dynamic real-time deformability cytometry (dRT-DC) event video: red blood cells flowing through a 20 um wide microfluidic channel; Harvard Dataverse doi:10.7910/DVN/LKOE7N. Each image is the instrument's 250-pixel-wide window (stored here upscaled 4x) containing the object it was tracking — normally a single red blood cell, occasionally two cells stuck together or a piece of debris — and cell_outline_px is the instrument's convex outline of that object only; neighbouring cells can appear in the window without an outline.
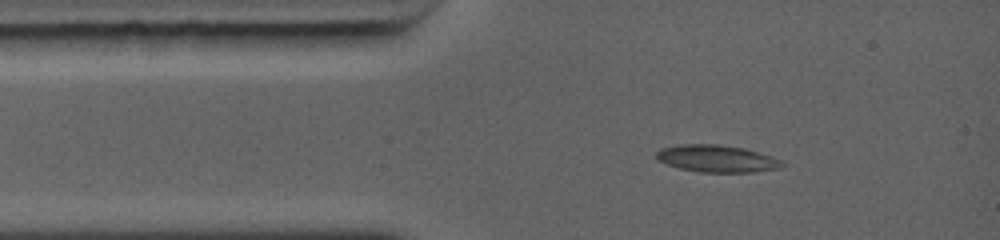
{"species": "common noctule bat (a hibernating species)", "species_latin": "Nyctalus noctula", "temperature_condition": "warm", "stored_images_in_passage": 20, "camera_frame_rate_fps": 5000, "um_per_image_px": 0.085, "animal": {"sex": "female", "body_mass_g": 19.0, "forearm_length_mm": 56.7}, "frame": {"image": 1, "passage_image": 1, "time_ms": 0.0, "image_size_px": [1000, 240], "cell_outline_px": [[784, 164], [780, 168], [752, 172], [700, 172], [680, 168], [656, 160], [656, 152], [660, 148], [676, 144], [720, 144], [744, 148], [780, 160]], "centroid_in_image_um": [60.86, 13.47], "position_along_channel_um": 24.1, "area_um2": 19.77}}
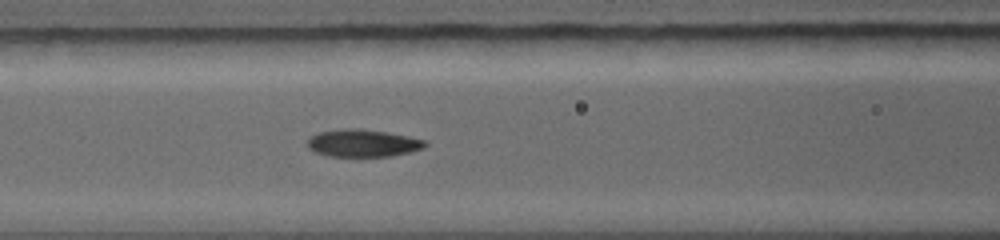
{"frame": {"image": 2, "passage_image": 12, "time_ms": 3.0, "image_size_px": [1000, 240], "cell_outline_px": [[424, 144], [420, 148], [408, 152], [392, 156], [328, 156], [316, 152], [308, 148], [308, 140], [312, 136], [320, 132], [384, 132], [424, 140]], "centroid_in_image_um": [30.82, 12.24], "position_along_channel_um": 135.8, "area_um2": 17.11}}
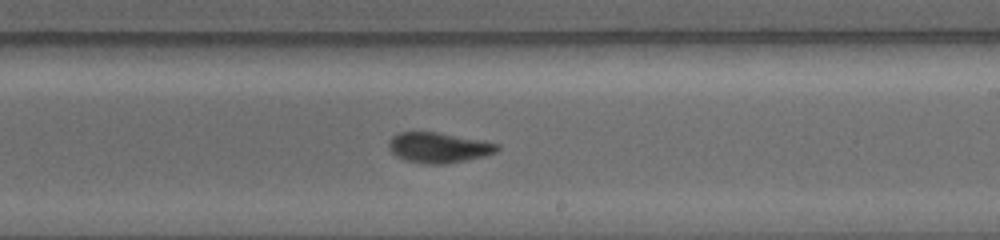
{"frame": {"image": 3, "passage_image": 20, "time_ms": 5.6, "image_size_px": [1000, 240], "cell_outline_px": [[500, 148], [496, 152], [484, 156], [444, 164], [424, 164], [404, 160], [396, 156], [392, 152], [388, 144], [392, 136], [400, 132], [436, 132], [496, 144]], "centroid_in_image_um": [37.22, 12.56], "position_along_channel_um": 251.8, "area_um2": 18.73}}